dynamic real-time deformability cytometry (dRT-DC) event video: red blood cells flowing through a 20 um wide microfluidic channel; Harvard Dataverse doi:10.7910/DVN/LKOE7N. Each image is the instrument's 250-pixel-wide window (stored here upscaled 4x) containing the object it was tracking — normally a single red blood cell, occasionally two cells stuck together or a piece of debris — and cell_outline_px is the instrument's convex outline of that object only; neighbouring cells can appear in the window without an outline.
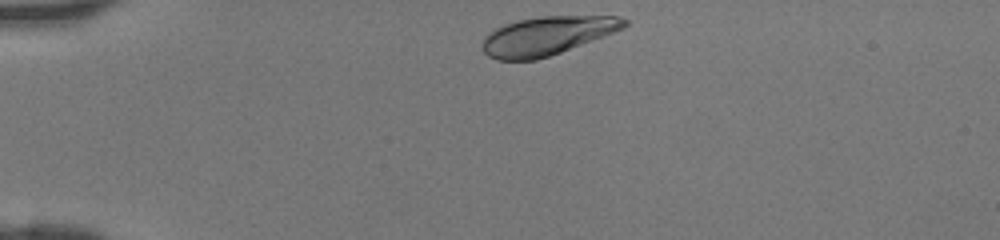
{"species": "human", "species_latin": "Homo sapiens", "temperature_condition": "room temperature", "stored_images_in_passage": 31, "camera_frame_rate_fps": 3000, "um_per_image_px": 0.085, "donor": {"sex": "female"}, "frame": {"image": 1, "passage_image": 1, "time_ms": 0.0, "image_size_px": [1000, 240], "cell_outline_px": [[628, 24], [624, 28], [560, 52], [536, 60], [496, 60], [488, 56], [484, 52], [484, 36], [488, 32], [504, 24], [520, 20], [540, 16], [620, 16], [628, 20]], "centroid_in_image_um": [46.49, 3.03], "position_along_channel_um": 38.5, "area_um2": 31.56}}
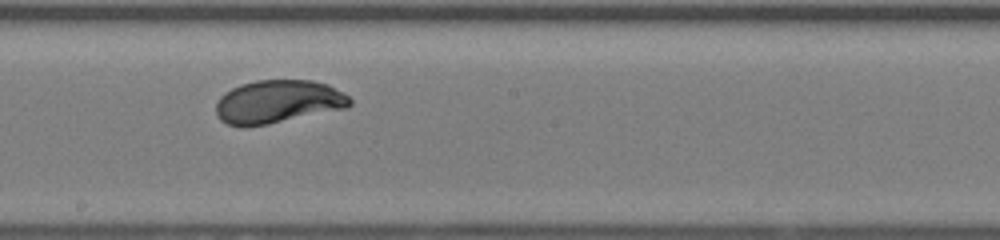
{"frame": {"image": 2, "passage_image": 17, "time_ms": 5.333, "image_size_px": [1000, 240], "cell_outline_px": [[352, 104], [348, 108], [268, 124], [244, 128], [228, 124], [220, 120], [216, 116], [216, 104], [220, 96], [224, 92], [240, 84], [256, 80], [312, 80], [328, 84], [344, 92], [352, 100]], "centroid_in_image_um": [23.63, 8.65], "position_along_channel_um": 224.6, "area_um2": 34.16}}
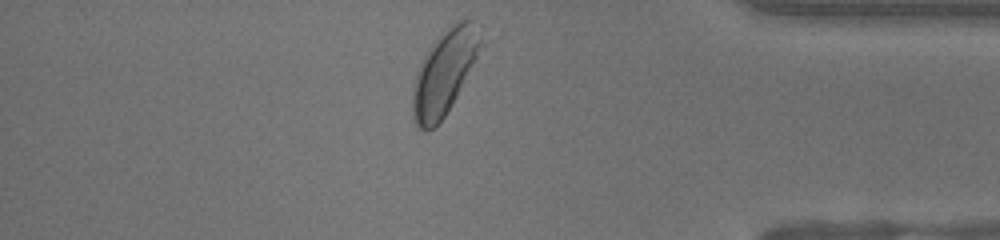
{"frame": {"image": 3, "passage_image": 30, "time_ms": 9.667, "image_size_px": [1000, 240], "cell_outline_px": [[488, 40], [452, 104], [444, 116], [428, 132], [420, 128], [416, 124], [412, 116], [412, 92], [416, 72], [428, 48], [444, 28], [460, 20], [472, 20]], "centroid_in_image_um": [37.83, 6.08], "position_along_channel_um": 397.4, "area_um2": 34.1}}